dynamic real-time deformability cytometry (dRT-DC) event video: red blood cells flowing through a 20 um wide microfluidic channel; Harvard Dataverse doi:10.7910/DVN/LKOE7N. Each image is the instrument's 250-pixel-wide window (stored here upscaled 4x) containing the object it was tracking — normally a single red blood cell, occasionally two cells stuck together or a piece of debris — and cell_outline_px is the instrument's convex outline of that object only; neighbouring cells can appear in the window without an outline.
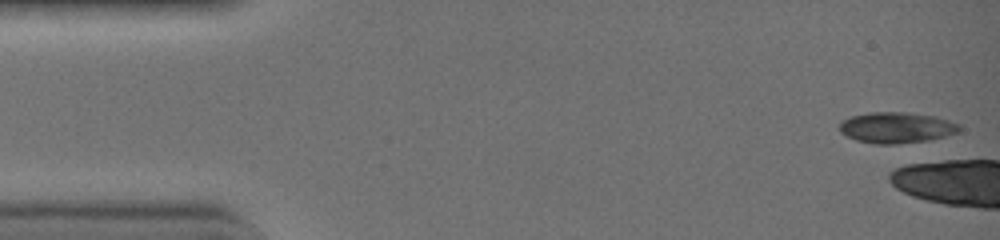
{"species": "common noctule bat (a hibernating species)", "species_latin": "Nyctalus noctula", "temperature_condition": "warm", "stored_images_in_passage": 4, "camera_frame_rate_fps": 3000, "um_per_image_px": 0.085, "animal": {"sex": "female", "body_mass_g": 19.0, "forearm_length_mm": 51.5}, "frame": {"image": 1, "passage_image": 1, "time_ms": 0.0, "image_size_px": [1000, 240], "cell_outline_px": [[960, 128], [956, 132], [924, 140], [888, 144], [880, 144], [860, 140], [848, 136], [840, 128], [840, 124], [844, 120], [852, 116], [868, 112], [908, 112], [936, 116], [960, 124]], "centroid_in_image_um": [76.21, 10.81], "position_along_channel_um": 8.8, "area_um2": 20.81}}